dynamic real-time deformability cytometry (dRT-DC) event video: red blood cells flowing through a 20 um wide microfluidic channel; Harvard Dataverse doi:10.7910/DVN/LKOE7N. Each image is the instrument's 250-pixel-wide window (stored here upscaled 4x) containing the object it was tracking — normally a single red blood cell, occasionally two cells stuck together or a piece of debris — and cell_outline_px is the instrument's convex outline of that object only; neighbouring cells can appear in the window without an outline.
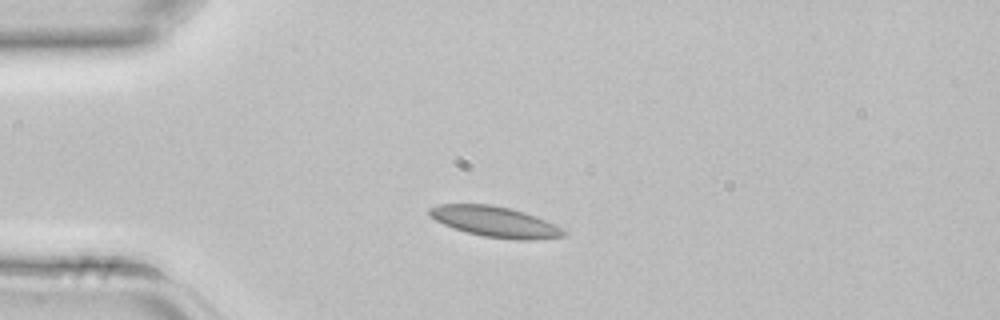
{"species": "common noctule bat (a hibernating species)", "species_latin": "Nyctalus noctula", "temperature_condition": "room temperature", "stored_images_in_passage": 2, "camera_frame_rate_fps": 3000, "um_per_image_px": 0.085, "animal": {"sex": "female", "body_mass_g": 22.7, "forearm_length_mm": 54.2}, "frame": {"image": 1, "passage_image": 1, "time_ms": 0.0, "image_size_px": [1000, 320], "cell_outline_px": [[568, 236], [536, 240], [516, 240], [484, 236], [468, 232], [444, 224], [436, 220], [428, 212], [428, 208], [440, 204], [492, 204], [524, 212], [536, 216], [568, 232]], "centroid_in_image_um": [42.12, 18.85], "position_along_channel_um": 42.9, "area_um2": 23.7}}